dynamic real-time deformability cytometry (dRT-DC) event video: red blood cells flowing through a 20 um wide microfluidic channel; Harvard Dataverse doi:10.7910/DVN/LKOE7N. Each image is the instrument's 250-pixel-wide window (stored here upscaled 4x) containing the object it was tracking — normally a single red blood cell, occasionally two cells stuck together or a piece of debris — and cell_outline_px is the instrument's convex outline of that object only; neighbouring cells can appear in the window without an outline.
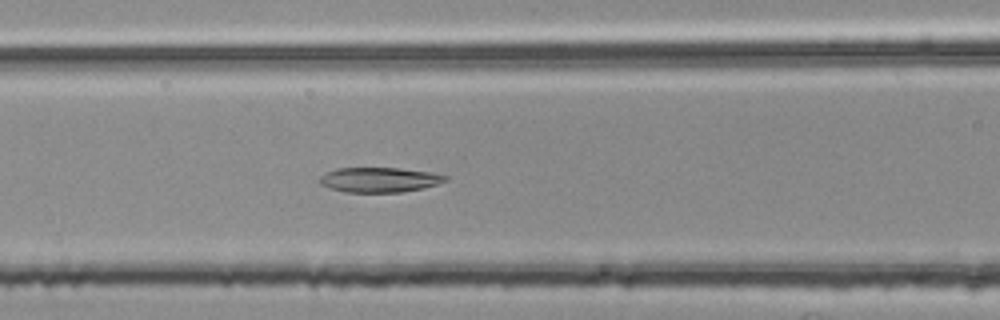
{"species": "common noctule bat (a hibernating species)", "species_latin": "Nyctalus noctula", "temperature_condition": "room temperature", "stored_images_in_passage": 52, "camera_frame_rate_fps": 3000, "um_per_image_px": 0.085, "animal": {"sex": "female", "body_mass_g": 25.1}, "frame": {"image": 1, "passage_image": 22, "time_ms": 7.0, "image_size_px": [1000, 320], "cell_outline_px": [[448, 180], [424, 188], [404, 192], [348, 192], [332, 188], [320, 184], [320, 176], [324, 172], [336, 168], [400, 168], [432, 172], [448, 176]], "centroid_in_image_um": [32.27, 15.27], "position_along_channel_um": 134.3, "area_um2": 18.26}}
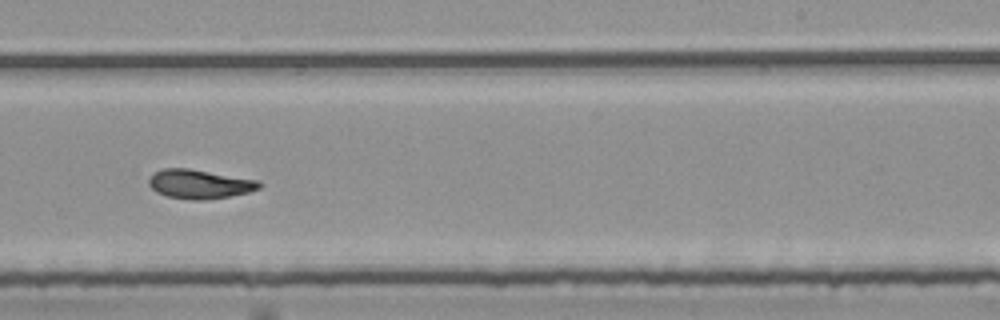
{"frame": {"image": 2, "passage_image": 33, "time_ms": 10.667, "image_size_px": [1000, 320], "cell_outline_px": [[264, 184], [260, 188], [248, 192], [228, 196], [204, 200], [192, 200], [168, 196], [156, 192], [148, 184], [148, 180], [156, 172], [164, 168], [188, 168], [260, 180]], "centroid_in_image_um": [17.0, 15.64], "position_along_channel_um": 272.0, "area_um2": 18.67}}
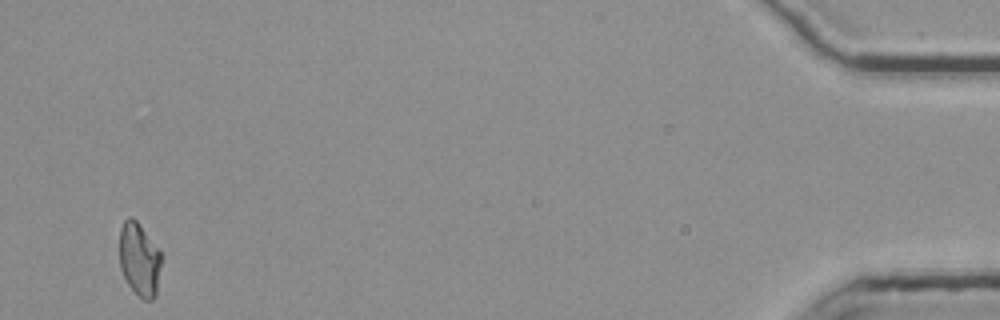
{"frame": {"image": 3, "passage_image": 52, "time_ms": 17.0, "image_size_px": [1000, 320], "cell_outline_px": [[160, 264], [156, 296], [152, 300], [144, 300], [128, 284], [120, 268], [120, 228], [124, 220], [128, 216], [132, 216], [136, 220], [160, 252]], "centroid_in_image_um": [11.82, 22.04], "position_along_channel_um": 423.4, "area_um2": 17.51}, "authors_computed_cell_mechanics": {"area_um2": 18.6116, "velocity_mm_per_s": 3.771, "shape_relaxation_time_tau1_ms": 7.772, "shape_relaxation_time_tau2_ms": 2.3663, "deformation_change_tau1": 0.2051, "deformation_change_tau2": 0.091}}